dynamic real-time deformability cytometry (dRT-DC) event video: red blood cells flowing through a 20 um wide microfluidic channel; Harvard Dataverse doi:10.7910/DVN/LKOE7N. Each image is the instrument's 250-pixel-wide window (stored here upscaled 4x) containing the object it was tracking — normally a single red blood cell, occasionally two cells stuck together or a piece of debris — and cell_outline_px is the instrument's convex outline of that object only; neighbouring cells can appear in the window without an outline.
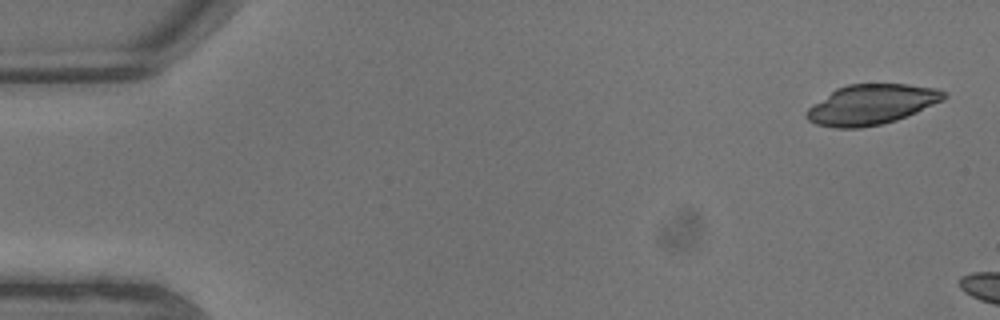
{"species": "common noctule bat (a hibernating species)", "species_latin": "Nyctalus noctula", "temperature_condition": "warm", "stored_images_in_passage": 5, "camera_frame_rate_fps": 3000, "um_per_image_px": 0.085, "animal": {"sex": "male", "body_mass_g": 13.3}, "frame": {"image": 1, "passage_image": 1, "time_ms": 0.0, "image_size_px": [1000, 320], "cell_outline_px": [[948, 96], [944, 100], [916, 112], [896, 120], [880, 124], [860, 128], [836, 128], [816, 124], [808, 120], [804, 116], [804, 112], [812, 104], [836, 88], [848, 84], [908, 84], [936, 88], [948, 92]], "centroid_in_image_um": [74.06, 8.88], "position_along_channel_um": 10.9, "area_um2": 32.25}}